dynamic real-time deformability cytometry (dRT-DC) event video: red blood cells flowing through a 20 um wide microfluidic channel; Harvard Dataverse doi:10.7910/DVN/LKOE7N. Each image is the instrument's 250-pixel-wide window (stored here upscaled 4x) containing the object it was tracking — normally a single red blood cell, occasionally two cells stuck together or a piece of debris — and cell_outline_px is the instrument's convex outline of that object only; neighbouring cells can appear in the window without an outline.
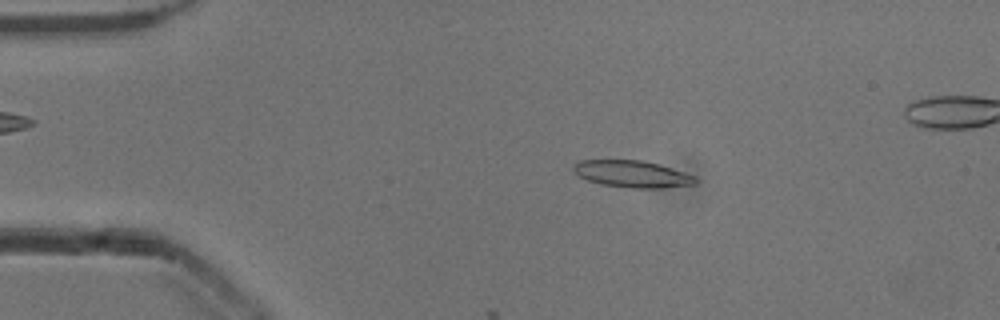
{"species": "common noctule bat (a hibernating species)", "species_latin": "Nyctalus noctula", "temperature_condition": "cold", "stored_images_in_passage": 8, "camera_frame_rate_fps": 3000, "um_per_image_px": 0.085, "animal": {"sex": "male", "body_mass_g": 13.3}, "frame": {"image": 1, "passage_image": 5, "time_ms": 1.333, "image_size_px": [1000, 320], "cell_outline_px": [[696, 184], [660, 188], [628, 188], [600, 184], [588, 180], [580, 176], [572, 168], [572, 164], [580, 160], [644, 160], [660, 164], [696, 176]], "centroid_in_image_um": [53.74, 14.78], "position_along_channel_um": 31.3, "area_um2": 19.19}}